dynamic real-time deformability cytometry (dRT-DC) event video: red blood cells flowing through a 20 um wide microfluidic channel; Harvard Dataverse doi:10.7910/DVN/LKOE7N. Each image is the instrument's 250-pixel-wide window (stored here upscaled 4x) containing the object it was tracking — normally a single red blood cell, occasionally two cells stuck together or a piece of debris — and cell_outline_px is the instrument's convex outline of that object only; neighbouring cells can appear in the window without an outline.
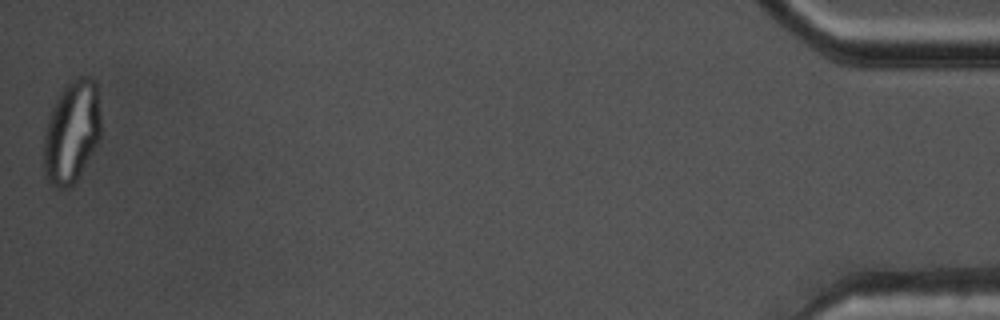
{"species": "common noctule bat (a hibernating species)", "species_latin": "Nyctalus noctula", "temperature_condition": "warm", "stored_images_in_passage": 51, "camera_frame_rate_fps": 3000, "um_per_image_px": 0.085, "animal": {"sex": "male", "body_mass_g": 17.5, "forearm_length_mm": 52.3}, "frame": {"image": 1, "passage_image": 51, "time_ms": 16.667, "image_size_px": [1000, 320], "cell_outline_px": [[100, 136], [92, 152], [76, 180], [68, 188], [60, 188], [52, 184], [44, 176], [44, 132], [48, 116], [64, 84], [80, 76], [92, 76], [96, 84], [100, 116]], "centroid_in_image_um": [6.08, 11.18], "position_along_channel_um": 429.1, "area_um2": 33.99}, "authors_computed_cell_mechanics": {"area_um2": 28.8422, "velocity_mm_per_s": 3.762, "shape_relaxation_time_tau1_ms": null, "shape_relaxation_time_tau2_ms": 1.5817, "deformation_change_tau1": null, "deformation_change_tau2": 0.0767}}